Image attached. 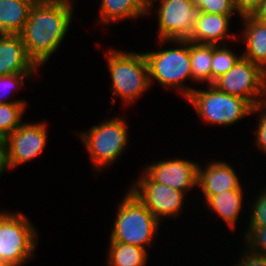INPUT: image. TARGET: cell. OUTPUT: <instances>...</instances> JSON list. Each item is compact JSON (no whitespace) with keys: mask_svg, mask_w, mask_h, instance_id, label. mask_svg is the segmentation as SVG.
Masks as SVG:
<instances>
[{"mask_svg":"<svg viewBox=\"0 0 266 266\" xmlns=\"http://www.w3.org/2000/svg\"><path fill=\"white\" fill-rule=\"evenodd\" d=\"M212 85L221 92L247 100L253 107L266 102V72L243 56Z\"/></svg>","mask_w":266,"mask_h":266,"instance_id":"cell-8","label":"cell"},{"mask_svg":"<svg viewBox=\"0 0 266 266\" xmlns=\"http://www.w3.org/2000/svg\"><path fill=\"white\" fill-rule=\"evenodd\" d=\"M255 113H259V115L257 119V129L255 132L256 137L254 141L256 140V147H258L261 152L266 153V102L254 106L252 109V114Z\"/></svg>","mask_w":266,"mask_h":266,"instance_id":"cell-28","label":"cell"},{"mask_svg":"<svg viewBox=\"0 0 266 266\" xmlns=\"http://www.w3.org/2000/svg\"><path fill=\"white\" fill-rule=\"evenodd\" d=\"M159 42L160 44L172 42L179 47L144 53L149 68L150 85L156 80L164 88L179 90L178 92L186 100L195 89L184 85L185 81L192 79L190 41L159 40Z\"/></svg>","mask_w":266,"mask_h":266,"instance_id":"cell-4","label":"cell"},{"mask_svg":"<svg viewBox=\"0 0 266 266\" xmlns=\"http://www.w3.org/2000/svg\"><path fill=\"white\" fill-rule=\"evenodd\" d=\"M242 57L228 46L212 44L211 85L219 76L227 73Z\"/></svg>","mask_w":266,"mask_h":266,"instance_id":"cell-23","label":"cell"},{"mask_svg":"<svg viewBox=\"0 0 266 266\" xmlns=\"http://www.w3.org/2000/svg\"><path fill=\"white\" fill-rule=\"evenodd\" d=\"M47 126L44 122L22 123L3 141L8 169L30 162L39 156L47 144Z\"/></svg>","mask_w":266,"mask_h":266,"instance_id":"cell-11","label":"cell"},{"mask_svg":"<svg viewBox=\"0 0 266 266\" xmlns=\"http://www.w3.org/2000/svg\"><path fill=\"white\" fill-rule=\"evenodd\" d=\"M21 212L0 211V264L23 266L38 243V230Z\"/></svg>","mask_w":266,"mask_h":266,"instance_id":"cell-5","label":"cell"},{"mask_svg":"<svg viewBox=\"0 0 266 266\" xmlns=\"http://www.w3.org/2000/svg\"><path fill=\"white\" fill-rule=\"evenodd\" d=\"M128 124L120 116L104 120L89 130L77 132L95 171L106 168L120 158L128 143Z\"/></svg>","mask_w":266,"mask_h":266,"instance_id":"cell-6","label":"cell"},{"mask_svg":"<svg viewBox=\"0 0 266 266\" xmlns=\"http://www.w3.org/2000/svg\"><path fill=\"white\" fill-rule=\"evenodd\" d=\"M33 74L35 75V73H20L0 76V104L26 102L24 100L7 101L4 99H7L13 91H18L25 84L26 79L29 80L34 77Z\"/></svg>","mask_w":266,"mask_h":266,"instance_id":"cell-24","label":"cell"},{"mask_svg":"<svg viewBox=\"0 0 266 266\" xmlns=\"http://www.w3.org/2000/svg\"><path fill=\"white\" fill-rule=\"evenodd\" d=\"M202 12L209 14H238L234 0H192Z\"/></svg>","mask_w":266,"mask_h":266,"instance_id":"cell-25","label":"cell"},{"mask_svg":"<svg viewBox=\"0 0 266 266\" xmlns=\"http://www.w3.org/2000/svg\"><path fill=\"white\" fill-rule=\"evenodd\" d=\"M26 102H11L0 104V139H5L23 122Z\"/></svg>","mask_w":266,"mask_h":266,"instance_id":"cell-22","label":"cell"},{"mask_svg":"<svg viewBox=\"0 0 266 266\" xmlns=\"http://www.w3.org/2000/svg\"><path fill=\"white\" fill-rule=\"evenodd\" d=\"M241 20L245 25L243 33H240L245 43L242 56L266 72V24L252 15L243 16Z\"/></svg>","mask_w":266,"mask_h":266,"instance_id":"cell-16","label":"cell"},{"mask_svg":"<svg viewBox=\"0 0 266 266\" xmlns=\"http://www.w3.org/2000/svg\"><path fill=\"white\" fill-rule=\"evenodd\" d=\"M198 162L186 159H169L153 162L143 171L154 181L184 193L197 186Z\"/></svg>","mask_w":266,"mask_h":266,"instance_id":"cell-12","label":"cell"},{"mask_svg":"<svg viewBox=\"0 0 266 266\" xmlns=\"http://www.w3.org/2000/svg\"><path fill=\"white\" fill-rule=\"evenodd\" d=\"M263 190V191H262ZM255 201L252 203V211H250L249 216V226L248 227H264L266 226V188H262Z\"/></svg>","mask_w":266,"mask_h":266,"instance_id":"cell-27","label":"cell"},{"mask_svg":"<svg viewBox=\"0 0 266 266\" xmlns=\"http://www.w3.org/2000/svg\"><path fill=\"white\" fill-rule=\"evenodd\" d=\"M190 65L194 81L211 85L212 44L190 41Z\"/></svg>","mask_w":266,"mask_h":266,"instance_id":"cell-21","label":"cell"},{"mask_svg":"<svg viewBox=\"0 0 266 266\" xmlns=\"http://www.w3.org/2000/svg\"><path fill=\"white\" fill-rule=\"evenodd\" d=\"M265 0H234L238 16L253 15Z\"/></svg>","mask_w":266,"mask_h":266,"instance_id":"cell-30","label":"cell"},{"mask_svg":"<svg viewBox=\"0 0 266 266\" xmlns=\"http://www.w3.org/2000/svg\"><path fill=\"white\" fill-rule=\"evenodd\" d=\"M243 191L229 190L212 195L205 203L207 209L218 214L230 229H234L243 207Z\"/></svg>","mask_w":266,"mask_h":266,"instance_id":"cell-19","label":"cell"},{"mask_svg":"<svg viewBox=\"0 0 266 266\" xmlns=\"http://www.w3.org/2000/svg\"><path fill=\"white\" fill-rule=\"evenodd\" d=\"M109 240L108 266H145L147 263V249Z\"/></svg>","mask_w":266,"mask_h":266,"instance_id":"cell-20","label":"cell"},{"mask_svg":"<svg viewBox=\"0 0 266 266\" xmlns=\"http://www.w3.org/2000/svg\"><path fill=\"white\" fill-rule=\"evenodd\" d=\"M136 183V184H135ZM128 190L161 222L164 217H178L186 193L154 182L144 171Z\"/></svg>","mask_w":266,"mask_h":266,"instance_id":"cell-10","label":"cell"},{"mask_svg":"<svg viewBox=\"0 0 266 266\" xmlns=\"http://www.w3.org/2000/svg\"><path fill=\"white\" fill-rule=\"evenodd\" d=\"M244 240L246 247L248 245V250L266 255V226L248 227V230L245 231Z\"/></svg>","mask_w":266,"mask_h":266,"instance_id":"cell-26","label":"cell"},{"mask_svg":"<svg viewBox=\"0 0 266 266\" xmlns=\"http://www.w3.org/2000/svg\"><path fill=\"white\" fill-rule=\"evenodd\" d=\"M106 60L110 73L111 91L126 105L141 97L151 86L149 68L143 53L109 49ZM128 103V104H127Z\"/></svg>","mask_w":266,"mask_h":266,"instance_id":"cell-3","label":"cell"},{"mask_svg":"<svg viewBox=\"0 0 266 266\" xmlns=\"http://www.w3.org/2000/svg\"><path fill=\"white\" fill-rule=\"evenodd\" d=\"M258 21L263 22L266 24V0L263 4L254 12L252 15Z\"/></svg>","mask_w":266,"mask_h":266,"instance_id":"cell-32","label":"cell"},{"mask_svg":"<svg viewBox=\"0 0 266 266\" xmlns=\"http://www.w3.org/2000/svg\"><path fill=\"white\" fill-rule=\"evenodd\" d=\"M117 207L110 239L144 249L152 246L161 222L130 191Z\"/></svg>","mask_w":266,"mask_h":266,"instance_id":"cell-2","label":"cell"},{"mask_svg":"<svg viewBox=\"0 0 266 266\" xmlns=\"http://www.w3.org/2000/svg\"><path fill=\"white\" fill-rule=\"evenodd\" d=\"M207 86L206 90L195 88L186 99L202 121L230 126L252 115L253 106L247 100L221 92L213 85Z\"/></svg>","mask_w":266,"mask_h":266,"instance_id":"cell-7","label":"cell"},{"mask_svg":"<svg viewBox=\"0 0 266 266\" xmlns=\"http://www.w3.org/2000/svg\"><path fill=\"white\" fill-rule=\"evenodd\" d=\"M73 13V5L67 3L37 0L32 6L29 18L19 35L28 56L39 68L45 65L64 41Z\"/></svg>","mask_w":266,"mask_h":266,"instance_id":"cell-1","label":"cell"},{"mask_svg":"<svg viewBox=\"0 0 266 266\" xmlns=\"http://www.w3.org/2000/svg\"><path fill=\"white\" fill-rule=\"evenodd\" d=\"M156 0H148V15ZM158 40H188L201 9L192 0H158Z\"/></svg>","mask_w":266,"mask_h":266,"instance_id":"cell-9","label":"cell"},{"mask_svg":"<svg viewBox=\"0 0 266 266\" xmlns=\"http://www.w3.org/2000/svg\"><path fill=\"white\" fill-rule=\"evenodd\" d=\"M232 16L202 12L188 40L200 44L225 45L227 38H237L235 33L230 34L228 30Z\"/></svg>","mask_w":266,"mask_h":266,"instance_id":"cell-15","label":"cell"},{"mask_svg":"<svg viewBox=\"0 0 266 266\" xmlns=\"http://www.w3.org/2000/svg\"><path fill=\"white\" fill-rule=\"evenodd\" d=\"M37 0H0V34H20Z\"/></svg>","mask_w":266,"mask_h":266,"instance_id":"cell-18","label":"cell"},{"mask_svg":"<svg viewBox=\"0 0 266 266\" xmlns=\"http://www.w3.org/2000/svg\"><path fill=\"white\" fill-rule=\"evenodd\" d=\"M99 23L109 25L124 19L148 16V0H101Z\"/></svg>","mask_w":266,"mask_h":266,"instance_id":"cell-17","label":"cell"},{"mask_svg":"<svg viewBox=\"0 0 266 266\" xmlns=\"http://www.w3.org/2000/svg\"><path fill=\"white\" fill-rule=\"evenodd\" d=\"M236 171L225 161L209 162L205 168L198 164L197 187L204 194L205 202L212 196L229 190H243Z\"/></svg>","mask_w":266,"mask_h":266,"instance_id":"cell-13","label":"cell"},{"mask_svg":"<svg viewBox=\"0 0 266 266\" xmlns=\"http://www.w3.org/2000/svg\"><path fill=\"white\" fill-rule=\"evenodd\" d=\"M42 2H55V3H67V4H73L72 1L74 0H39Z\"/></svg>","mask_w":266,"mask_h":266,"instance_id":"cell-33","label":"cell"},{"mask_svg":"<svg viewBox=\"0 0 266 266\" xmlns=\"http://www.w3.org/2000/svg\"><path fill=\"white\" fill-rule=\"evenodd\" d=\"M38 70L19 34H0V76L36 73Z\"/></svg>","mask_w":266,"mask_h":266,"instance_id":"cell-14","label":"cell"},{"mask_svg":"<svg viewBox=\"0 0 266 266\" xmlns=\"http://www.w3.org/2000/svg\"><path fill=\"white\" fill-rule=\"evenodd\" d=\"M8 170L6 149L3 139H0V175L4 174Z\"/></svg>","mask_w":266,"mask_h":266,"instance_id":"cell-31","label":"cell"},{"mask_svg":"<svg viewBox=\"0 0 266 266\" xmlns=\"http://www.w3.org/2000/svg\"><path fill=\"white\" fill-rule=\"evenodd\" d=\"M243 255L234 266H266V255L244 249Z\"/></svg>","mask_w":266,"mask_h":266,"instance_id":"cell-29","label":"cell"}]
</instances>
